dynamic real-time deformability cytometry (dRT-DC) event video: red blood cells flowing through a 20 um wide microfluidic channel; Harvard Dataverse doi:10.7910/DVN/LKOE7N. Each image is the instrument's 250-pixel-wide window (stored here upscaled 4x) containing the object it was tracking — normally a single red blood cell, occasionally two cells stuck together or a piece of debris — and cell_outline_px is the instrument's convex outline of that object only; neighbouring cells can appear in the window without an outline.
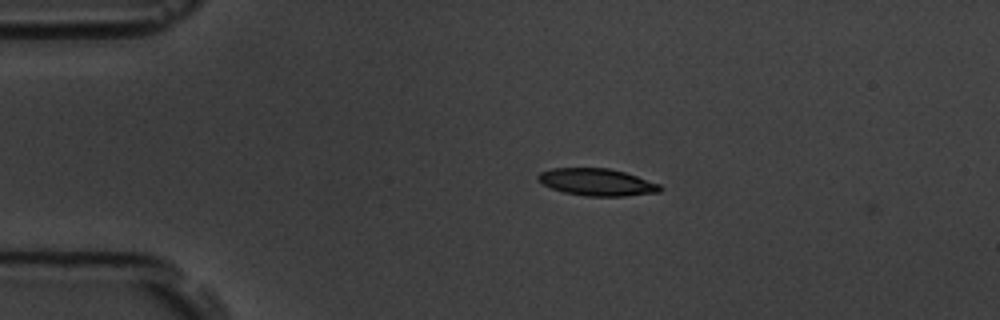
{"species": "common noctule bat (a hibernating species)", "species_latin": "Nyctalus noctula", "temperature_condition": "room temperature", "stored_images_in_passage": 2, "camera_frame_rate_fps": 3000, "um_per_image_px": 0.085, "animal": {"sex": "male", "body_mass_g": 19.5, "forearm_length_mm": 54.6}, "frame": {"image": 1, "passage_image": 1, "time_ms": 0.0, "image_size_px": [1000, 320], "cell_outline_px": [[664, 188], [660, 192], [624, 196], [584, 196], [564, 192], [540, 184], [536, 180], [536, 176], [540, 172], [552, 168], [608, 168], [624, 172], [660, 184]], "centroid_in_image_um": [50.7, 15.48], "position_along_channel_um": 34.3, "area_um2": 19.42}}